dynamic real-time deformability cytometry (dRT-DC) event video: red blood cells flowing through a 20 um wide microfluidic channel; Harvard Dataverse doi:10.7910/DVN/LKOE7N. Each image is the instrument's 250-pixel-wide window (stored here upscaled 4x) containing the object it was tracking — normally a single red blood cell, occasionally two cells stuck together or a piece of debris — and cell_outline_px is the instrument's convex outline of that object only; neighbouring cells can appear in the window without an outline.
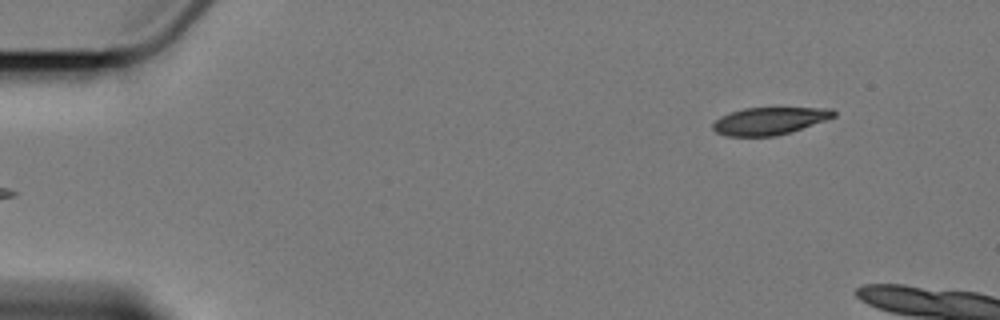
{"species": "Egyptian fruit bat (a non-hibernating species)", "species_latin": "Rousettus aegyptiacus", "temperature_condition": "cold", "stored_images_in_passage": 5, "camera_frame_rate_fps": 3000, "um_per_image_px": 0.085, "animal": {"sex": "female"}, "frame": {"image": 1, "passage_image": 5, "time_ms": 4.667, "image_size_px": [1000, 320], "cell_outline_px": [[836, 116], [792, 132], [776, 136], [728, 136], [716, 132], [712, 128], [712, 124], [720, 116], [744, 108], [832, 108], [836, 112]], "centroid_in_image_um": [65.41, 10.28], "position_along_channel_um": 19.6, "area_um2": 19.25}}